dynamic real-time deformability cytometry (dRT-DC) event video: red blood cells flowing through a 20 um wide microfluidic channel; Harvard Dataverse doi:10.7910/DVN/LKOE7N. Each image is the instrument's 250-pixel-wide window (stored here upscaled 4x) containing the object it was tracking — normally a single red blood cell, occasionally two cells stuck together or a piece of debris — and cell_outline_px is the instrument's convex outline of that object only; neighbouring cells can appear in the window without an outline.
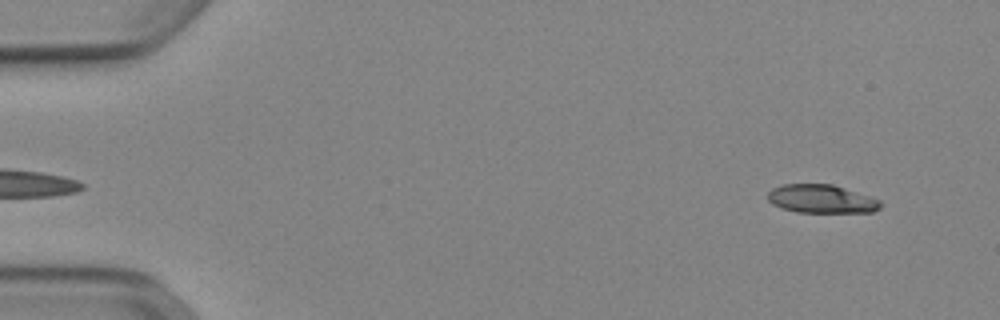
{"species": "Egyptian fruit bat (a non-hibernating species)", "species_latin": "Rousettus aegyptiacus", "temperature_condition": "cold", "stored_images_in_passage": 51, "camera_frame_rate_fps": 3000, "um_per_image_px": 0.085, "animal": {"sex": "female"}, "frame": {"image": 1, "passage_image": 3, "time_ms": 0.667, "image_size_px": [1000, 320], "cell_outline_px": [[884, 204], [880, 208], [872, 212], [796, 212], [780, 208], [772, 204], [768, 200], [768, 192], [772, 188], [784, 184], [832, 184], [880, 200]], "centroid_in_image_um": [69.81, 16.91], "position_along_channel_um": 15.2, "area_um2": 18.67}}
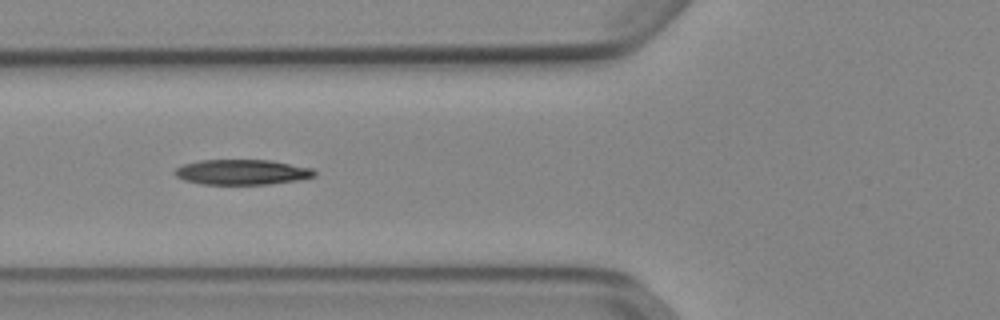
{"frame": {"image": 2, "passage_image": 19, "time_ms": 6.0, "image_size_px": [1000, 320], "cell_outline_px": [[316, 176], [300, 180], [268, 184], [200, 184], [184, 180], [176, 176], [172, 172], [176, 168], [184, 164], [200, 160], [268, 160], [312, 168], [316, 172]], "centroid_in_image_um": [20.56, 14.63], "position_along_channel_um": 105.2, "area_um2": 20.52}}
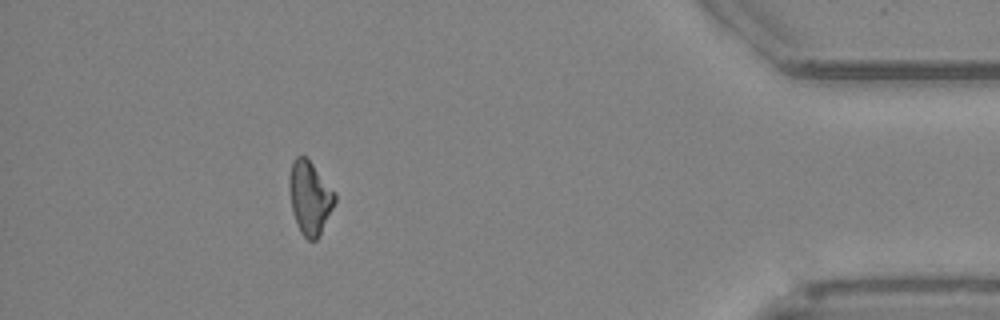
{"frame": {"image": 3, "passage_image": 46, "time_ms": 15.0, "image_size_px": [1000, 320], "cell_outline_px": [[336, 200], [316, 240], [308, 240], [300, 232], [296, 224], [292, 208], [288, 188], [288, 176], [292, 160], [296, 156], [304, 156], [312, 164], [336, 192]], "centroid_in_image_um": [26.3, 16.77], "position_along_channel_um": 408.9, "area_um2": 19.31}, "authors_computed_cell_mechanics": {"area_um2": 20.1722, "velocity_mm_per_s": 3.9135, "shape_relaxation_time_tau1_ms": 4.9472, "shape_relaxation_time_tau2_ms": null, "deformation_change_tau1": 0.1475, "deformation_change_tau2": null}}